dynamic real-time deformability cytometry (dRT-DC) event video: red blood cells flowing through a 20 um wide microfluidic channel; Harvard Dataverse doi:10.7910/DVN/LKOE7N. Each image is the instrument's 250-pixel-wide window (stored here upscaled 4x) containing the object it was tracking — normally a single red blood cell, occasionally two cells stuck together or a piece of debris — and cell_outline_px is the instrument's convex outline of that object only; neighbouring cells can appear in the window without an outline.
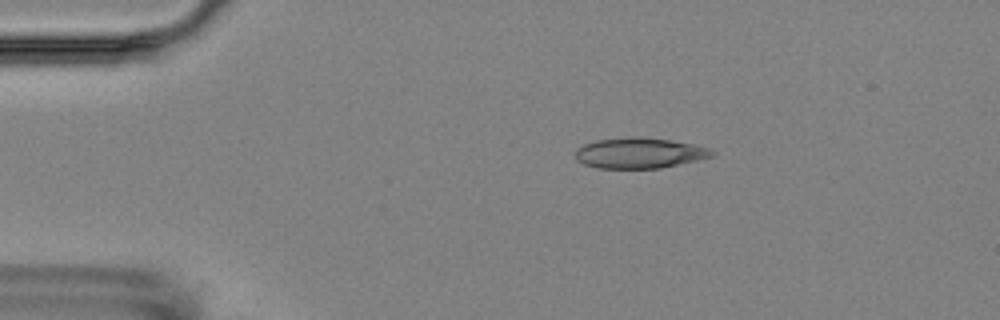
{"species": "Egyptian fruit bat (a non-hibernating species)", "species_latin": "Rousettus aegyptiacus", "temperature_condition": "room temperature", "stored_images_in_passage": 9, "camera_frame_rate_fps": 3000, "um_per_image_px": 0.085, "animal": {"sex": "female"}, "frame": {"image": 1, "passage_image": 1, "time_ms": 0.0, "image_size_px": [1000, 320], "cell_outline_px": [[716, 152], [712, 156], [696, 160], [660, 168], [596, 168], [584, 164], [576, 160], [576, 148], [584, 144], [596, 140], [668, 140], [692, 144], [708, 148]], "centroid_in_image_um": [54.33, 13.06], "position_along_channel_um": 30.7, "area_um2": 23.06}}
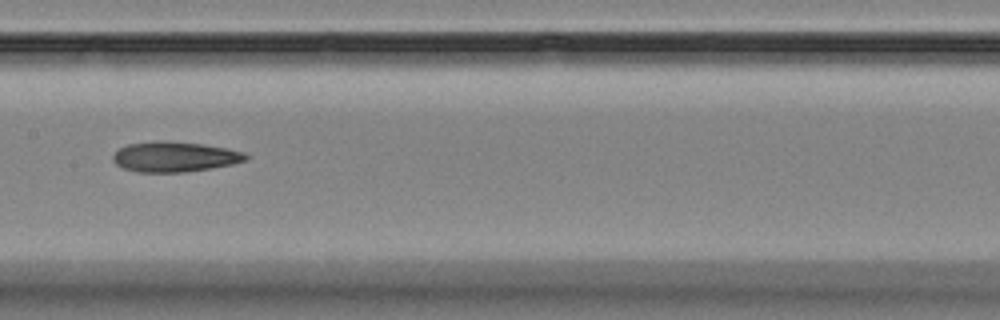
{"frame": {"image": 2, "passage_image": 6, "time_ms": 6.0, "image_size_px": [1000, 320], "cell_outline_px": [[248, 160], [232, 164], [184, 172], [136, 172], [124, 168], [116, 164], [112, 160], [112, 156], [120, 148], [128, 144], [160, 140], [204, 144], [228, 148], [244, 152], [248, 156]], "centroid_in_image_um": [14.85, 13.32], "position_along_channel_um": 192.6, "area_um2": 23.35}}
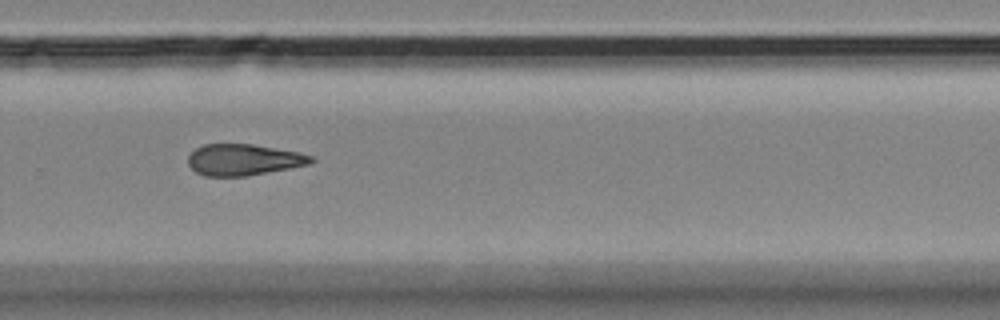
{"frame": {"image": 3, "passage_image": 9, "time_ms": 9.333, "image_size_px": [1000, 320], "cell_outline_px": [[316, 160], [312, 164], [248, 176], [204, 176], [196, 172], [188, 164], [188, 156], [196, 148], [204, 144], [252, 144], [300, 152], [312, 156]], "centroid_in_image_um": [20.74, 13.58], "position_along_channel_um": 309.1, "area_um2": 22.6}}